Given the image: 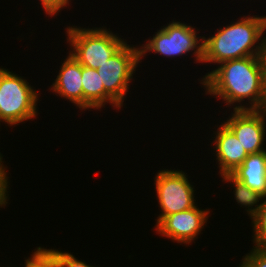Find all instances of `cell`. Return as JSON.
<instances>
[{
  "mask_svg": "<svg viewBox=\"0 0 266 267\" xmlns=\"http://www.w3.org/2000/svg\"><path fill=\"white\" fill-rule=\"evenodd\" d=\"M202 77L206 94L223 99L233 110L266 109V64L263 55L225 61ZM247 99V107L242 101ZM232 104V105H231Z\"/></svg>",
  "mask_w": 266,
  "mask_h": 267,
  "instance_id": "6da1fadb",
  "label": "cell"
},
{
  "mask_svg": "<svg viewBox=\"0 0 266 267\" xmlns=\"http://www.w3.org/2000/svg\"><path fill=\"white\" fill-rule=\"evenodd\" d=\"M248 16L244 15L237 22L220 28L207 39L202 36V63L219 65L233 59L264 55L266 36L263 37V35L266 31V16Z\"/></svg>",
  "mask_w": 266,
  "mask_h": 267,
  "instance_id": "7a4b0ae2",
  "label": "cell"
},
{
  "mask_svg": "<svg viewBox=\"0 0 266 267\" xmlns=\"http://www.w3.org/2000/svg\"><path fill=\"white\" fill-rule=\"evenodd\" d=\"M66 34L71 46L68 53L82 66L93 69H97L127 43L105 27L86 29L69 26Z\"/></svg>",
  "mask_w": 266,
  "mask_h": 267,
  "instance_id": "3957f363",
  "label": "cell"
},
{
  "mask_svg": "<svg viewBox=\"0 0 266 267\" xmlns=\"http://www.w3.org/2000/svg\"><path fill=\"white\" fill-rule=\"evenodd\" d=\"M33 88L23 77L0 68V122L19 125L37 116L39 93Z\"/></svg>",
  "mask_w": 266,
  "mask_h": 267,
  "instance_id": "277c9868",
  "label": "cell"
},
{
  "mask_svg": "<svg viewBox=\"0 0 266 267\" xmlns=\"http://www.w3.org/2000/svg\"><path fill=\"white\" fill-rule=\"evenodd\" d=\"M140 63L139 47L127 43L96 70L105 88L106 102L115 108H122L129 83Z\"/></svg>",
  "mask_w": 266,
  "mask_h": 267,
  "instance_id": "5b68a950",
  "label": "cell"
},
{
  "mask_svg": "<svg viewBox=\"0 0 266 267\" xmlns=\"http://www.w3.org/2000/svg\"><path fill=\"white\" fill-rule=\"evenodd\" d=\"M148 43L140 46V60L146 52H154L164 57H176L194 51L195 61L202 63L203 37L197 36L196 29L187 23L174 21L158 30L153 38L146 40ZM200 41V42H199ZM202 41V42H201Z\"/></svg>",
  "mask_w": 266,
  "mask_h": 267,
  "instance_id": "8992f818",
  "label": "cell"
},
{
  "mask_svg": "<svg viewBox=\"0 0 266 267\" xmlns=\"http://www.w3.org/2000/svg\"><path fill=\"white\" fill-rule=\"evenodd\" d=\"M182 170H160L155 177V189L161 208L156 225L165 217L195 207L193 184Z\"/></svg>",
  "mask_w": 266,
  "mask_h": 267,
  "instance_id": "52a82bcc",
  "label": "cell"
},
{
  "mask_svg": "<svg viewBox=\"0 0 266 267\" xmlns=\"http://www.w3.org/2000/svg\"><path fill=\"white\" fill-rule=\"evenodd\" d=\"M231 117L224 124L239 139L248 154H256L263 148L266 132V109L264 110H233Z\"/></svg>",
  "mask_w": 266,
  "mask_h": 267,
  "instance_id": "ba28073f",
  "label": "cell"
},
{
  "mask_svg": "<svg viewBox=\"0 0 266 267\" xmlns=\"http://www.w3.org/2000/svg\"><path fill=\"white\" fill-rule=\"evenodd\" d=\"M209 209L201 210L197 206L165 216L155 227L158 234L177 243L190 244L201 233L208 220Z\"/></svg>",
  "mask_w": 266,
  "mask_h": 267,
  "instance_id": "9c48e42d",
  "label": "cell"
},
{
  "mask_svg": "<svg viewBox=\"0 0 266 267\" xmlns=\"http://www.w3.org/2000/svg\"><path fill=\"white\" fill-rule=\"evenodd\" d=\"M214 149L219 173L232 174L249 155L235 134L224 124L215 132Z\"/></svg>",
  "mask_w": 266,
  "mask_h": 267,
  "instance_id": "30bf717a",
  "label": "cell"
},
{
  "mask_svg": "<svg viewBox=\"0 0 266 267\" xmlns=\"http://www.w3.org/2000/svg\"><path fill=\"white\" fill-rule=\"evenodd\" d=\"M68 55L50 89L83 110L82 65L71 54Z\"/></svg>",
  "mask_w": 266,
  "mask_h": 267,
  "instance_id": "8fae6325",
  "label": "cell"
},
{
  "mask_svg": "<svg viewBox=\"0 0 266 267\" xmlns=\"http://www.w3.org/2000/svg\"><path fill=\"white\" fill-rule=\"evenodd\" d=\"M231 175L251 190L266 196V151L249 154Z\"/></svg>",
  "mask_w": 266,
  "mask_h": 267,
  "instance_id": "7c38bea8",
  "label": "cell"
},
{
  "mask_svg": "<svg viewBox=\"0 0 266 267\" xmlns=\"http://www.w3.org/2000/svg\"><path fill=\"white\" fill-rule=\"evenodd\" d=\"M83 110L105 106V88L96 69L82 66Z\"/></svg>",
  "mask_w": 266,
  "mask_h": 267,
  "instance_id": "4fadbf2b",
  "label": "cell"
},
{
  "mask_svg": "<svg viewBox=\"0 0 266 267\" xmlns=\"http://www.w3.org/2000/svg\"><path fill=\"white\" fill-rule=\"evenodd\" d=\"M223 181L227 183H232L234 186V197L236 199V202L242 206H245L248 208L246 211L248 215H250L251 219L255 216L256 212L260 208L259 201H262L263 196L256 192L251 190L249 187L244 185L242 182H239L236 178H234L231 174H223L221 175ZM255 206V207H253ZM250 207V208H249Z\"/></svg>",
  "mask_w": 266,
  "mask_h": 267,
  "instance_id": "5bb4252c",
  "label": "cell"
},
{
  "mask_svg": "<svg viewBox=\"0 0 266 267\" xmlns=\"http://www.w3.org/2000/svg\"><path fill=\"white\" fill-rule=\"evenodd\" d=\"M266 198V196H263ZM253 243L255 247L266 248V199L260 203V208L252 218Z\"/></svg>",
  "mask_w": 266,
  "mask_h": 267,
  "instance_id": "9a60e30c",
  "label": "cell"
},
{
  "mask_svg": "<svg viewBox=\"0 0 266 267\" xmlns=\"http://www.w3.org/2000/svg\"><path fill=\"white\" fill-rule=\"evenodd\" d=\"M37 250L25 259V267H57L54 257L46 248L37 247Z\"/></svg>",
  "mask_w": 266,
  "mask_h": 267,
  "instance_id": "2e32d148",
  "label": "cell"
},
{
  "mask_svg": "<svg viewBox=\"0 0 266 267\" xmlns=\"http://www.w3.org/2000/svg\"><path fill=\"white\" fill-rule=\"evenodd\" d=\"M55 259L57 267H95L89 266L74 257L73 254L68 252H61L54 249H46Z\"/></svg>",
  "mask_w": 266,
  "mask_h": 267,
  "instance_id": "e0dca14e",
  "label": "cell"
},
{
  "mask_svg": "<svg viewBox=\"0 0 266 267\" xmlns=\"http://www.w3.org/2000/svg\"><path fill=\"white\" fill-rule=\"evenodd\" d=\"M243 257L239 267H266V248L253 246L250 253Z\"/></svg>",
  "mask_w": 266,
  "mask_h": 267,
  "instance_id": "ac0fdd59",
  "label": "cell"
},
{
  "mask_svg": "<svg viewBox=\"0 0 266 267\" xmlns=\"http://www.w3.org/2000/svg\"><path fill=\"white\" fill-rule=\"evenodd\" d=\"M71 0H40L42 8L44 9L46 15L50 17L56 15L62 8L67 7Z\"/></svg>",
  "mask_w": 266,
  "mask_h": 267,
  "instance_id": "d6986e66",
  "label": "cell"
},
{
  "mask_svg": "<svg viewBox=\"0 0 266 267\" xmlns=\"http://www.w3.org/2000/svg\"><path fill=\"white\" fill-rule=\"evenodd\" d=\"M2 154L0 153V182L7 188L9 189L8 187V176H7V171H6V167L3 165V161H2Z\"/></svg>",
  "mask_w": 266,
  "mask_h": 267,
  "instance_id": "ffe728a7",
  "label": "cell"
},
{
  "mask_svg": "<svg viewBox=\"0 0 266 267\" xmlns=\"http://www.w3.org/2000/svg\"><path fill=\"white\" fill-rule=\"evenodd\" d=\"M8 189L0 182V207L6 206L8 203Z\"/></svg>",
  "mask_w": 266,
  "mask_h": 267,
  "instance_id": "44dd1931",
  "label": "cell"
},
{
  "mask_svg": "<svg viewBox=\"0 0 266 267\" xmlns=\"http://www.w3.org/2000/svg\"><path fill=\"white\" fill-rule=\"evenodd\" d=\"M264 59H265V64H266V48H265V53H264Z\"/></svg>",
  "mask_w": 266,
  "mask_h": 267,
  "instance_id": "7402d4cb",
  "label": "cell"
}]
</instances>
